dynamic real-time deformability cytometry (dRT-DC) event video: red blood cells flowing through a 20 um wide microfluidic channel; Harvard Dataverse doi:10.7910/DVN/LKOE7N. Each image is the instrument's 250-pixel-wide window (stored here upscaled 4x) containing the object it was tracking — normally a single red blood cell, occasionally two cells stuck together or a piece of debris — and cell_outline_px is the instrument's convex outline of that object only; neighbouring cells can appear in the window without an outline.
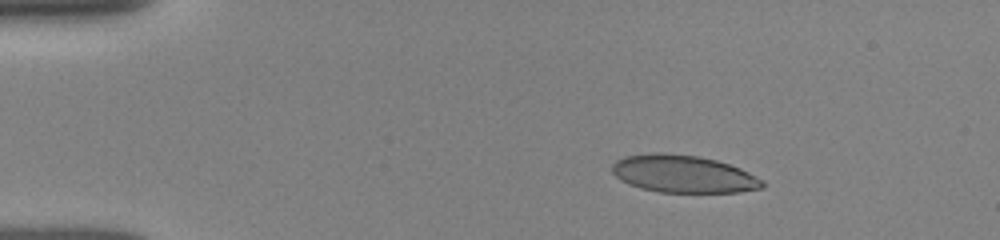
{"species": "human", "species_latin": "Homo sapiens", "temperature_condition": "room temperature", "stored_images_in_passage": 40, "camera_frame_rate_fps": 3000, "um_per_image_px": 0.085, "donor": {"sex": "female"}, "frame": {"image": 1, "passage_image": 2, "time_ms": 0.333, "image_size_px": [1000, 240], "cell_outline_px": [[764, 188], [740, 192], [660, 192], [640, 188], [628, 184], [620, 180], [612, 172], [612, 164], [616, 160], [624, 156], [652, 152], [664, 152], [700, 156], [716, 160], [740, 168], [764, 180]], "centroid_in_image_um": [58.07, 14.78], "position_along_channel_um": 26.9, "area_um2": 33.12}}
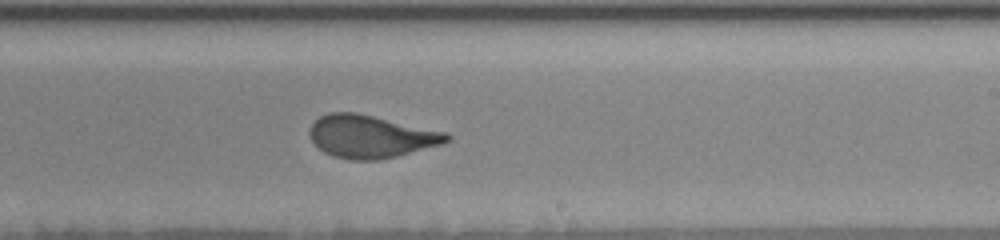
{"frame": {"image": 2, "passage_image": 22, "time_ms": 7.0, "image_size_px": [1000, 240], "cell_outline_px": [[452, 140], [440, 144], [396, 156], [380, 160], [348, 160], [332, 156], [324, 152], [312, 140], [308, 132], [312, 124], [320, 116], [328, 112], [356, 112], [448, 132], [452, 136]], "centroid_in_image_um": [31.53, 11.6], "position_along_channel_um": 257.5, "area_um2": 34.16}}
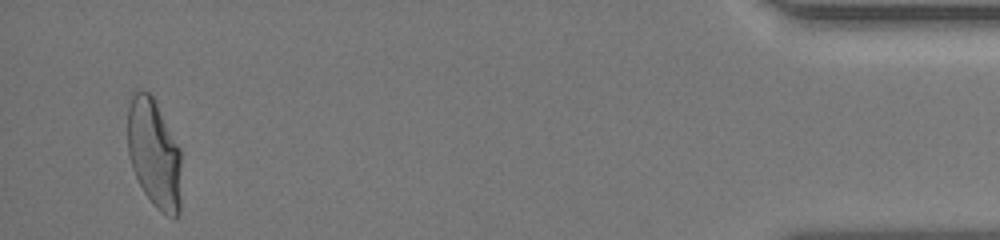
{"frame": {"image": 3, "passage_image": 40, "time_ms": 13.0, "image_size_px": [1000, 240], "cell_outline_px": [[180, 212], [176, 216], [168, 216], [160, 212], [152, 204], [144, 192], [132, 168], [128, 152], [128, 108], [132, 96], [136, 92], [148, 92], [152, 96], [180, 148]], "centroid_in_image_um": [13.1, 13.1], "position_along_channel_um": 422.1, "area_um2": 33.7}, "authors_computed_cell_mechanics": {"area_um2": 34.102, "velocity_mm_per_s": 3.9379, "shape_relaxation_time_tau1_ms": 5.2736, "shape_relaxation_time_tau2_ms": null, "deformation_change_tau1": 0.1863, "deformation_change_tau2": null}}